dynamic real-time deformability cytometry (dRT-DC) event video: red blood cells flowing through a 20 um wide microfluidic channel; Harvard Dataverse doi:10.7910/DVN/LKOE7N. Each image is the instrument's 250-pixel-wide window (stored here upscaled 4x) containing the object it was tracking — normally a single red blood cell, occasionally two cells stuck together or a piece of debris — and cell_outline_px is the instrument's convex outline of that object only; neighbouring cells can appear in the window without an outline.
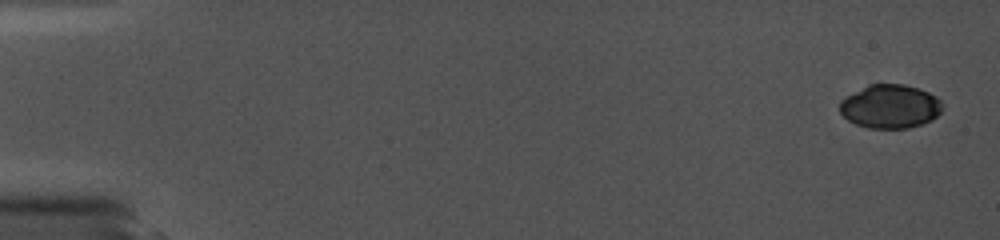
{"species": "common noctule bat (a hibernating species)", "species_latin": "Nyctalus noctula", "temperature_condition": "cold", "stored_images_in_passage": 13, "camera_frame_rate_fps": 5000, "um_per_image_px": 0.085, "animal": {"sex": "female", "body_mass_g": 19.0, "forearm_length_mm": 56.7}, "frame": {"image": 1, "passage_image": 1, "time_ms": 0.0, "image_size_px": [1000, 240], "cell_outline_px": [[944, 108], [932, 120], [908, 128], [868, 128], [856, 124], [848, 120], [840, 112], [840, 100], [868, 84], [904, 84], [928, 92], [936, 96], [940, 100]], "centroid_in_image_um": [75.67, 9.05], "position_along_channel_um": 9.3, "area_um2": 26.07}}
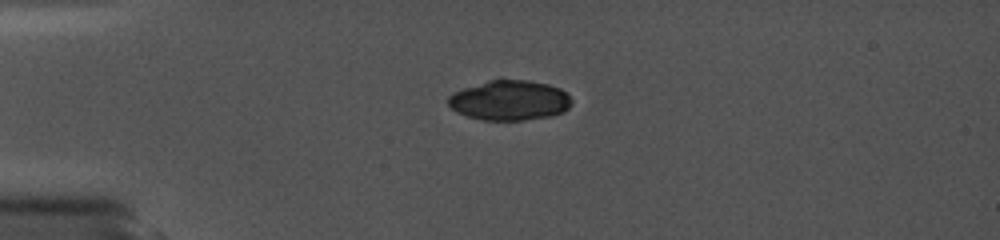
{"frame": {"image": 2, "passage_image": 11, "time_ms": 4.2, "image_size_px": [1000, 240], "cell_outline_px": [[572, 104], [564, 112], [548, 116], [524, 120], [480, 120], [456, 112], [448, 104], [448, 96], [452, 92], [500, 76], [528, 80], [548, 84], [560, 88], [572, 100]], "centroid_in_image_um": [43.3, 8.49], "position_along_channel_um": 41.7, "area_um2": 29.3}}